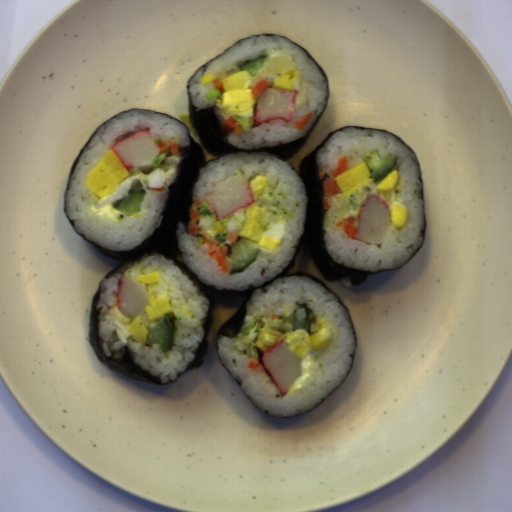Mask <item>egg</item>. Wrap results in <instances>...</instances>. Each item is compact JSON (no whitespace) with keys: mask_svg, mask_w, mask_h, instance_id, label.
<instances>
[{"mask_svg":"<svg viewBox=\"0 0 512 512\" xmlns=\"http://www.w3.org/2000/svg\"><path fill=\"white\" fill-rule=\"evenodd\" d=\"M161 280V273L160 271H153L150 274H138L135 277V281L143 284H156L157 282H160Z\"/></svg>","mask_w":512,"mask_h":512,"instance_id":"obj_14","label":"egg"},{"mask_svg":"<svg viewBox=\"0 0 512 512\" xmlns=\"http://www.w3.org/2000/svg\"><path fill=\"white\" fill-rule=\"evenodd\" d=\"M248 186L250 187L254 201L258 200L261 194H263L264 187L268 186V178L267 176L256 174L249 182Z\"/></svg>","mask_w":512,"mask_h":512,"instance_id":"obj_12","label":"egg"},{"mask_svg":"<svg viewBox=\"0 0 512 512\" xmlns=\"http://www.w3.org/2000/svg\"><path fill=\"white\" fill-rule=\"evenodd\" d=\"M252 76L247 70H240L222 79L224 90L221 99L216 100L217 105H222L224 115L227 113L242 114L254 110L258 97L251 94L250 86L253 85Z\"/></svg>","mask_w":512,"mask_h":512,"instance_id":"obj_2","label":"egg"},{"mask_svg":"<svg viewBox=\"0 0 512 512\" xmlns=\"http://www.w3.org/2000/svg\"><path fill=\"white\" fill-rule=\"evenodd\" d=\"M124 327L130 334L133 335V340H135L137 343L145 344L147 342L148 330L140 313L137 314L136 317L132 319V322L130 324H124Z\"/></svg>","mask_w":512,"mask_h":512,"instance_id":"obj_8","label":"egg"},{"mask_svg":"<svg viewBox=\"0 0 512 512\" xmlns=\"http://www.w3.org/2000/svg\"><path fill=\"white\" fill-rule=\"evenodd\" d=\"M399 181V171L397 166L395 165L394 168H392L391 172H388V174L378 183L376 186L377 191H391L394 189V187L397 185Z\"/></svg>","mask_w":512,"mask_h":512,"instance_id":"obj_11","label":"egg"},{"mask_svg":"<svg viewBox=\"0 0 512 512\" xmlns=\"http://www.w3.org/2000/svg\"><path fill=\"white\" fill-rule=\"evenodd\" d=\"M90 210L92 211L93 214H96L101 217H104L105 215H107L110 219H112L113 221H117V222H118V220H117L115 214H121L118 210L114 209L111 206V204L106 205V206L102 207L101 209H96L95 205L90 206Z\"/></svg>","mask_w":512,"mask_h":512,"instance_id":"obj_13","label":"egg"},{"mask_svg":"<svg viewBox=\"0 0 512 512\" xmlns=\"http://www.w3.org/2000/svg\"><path fill=\"white\" fill-rule=\"evenodd\" d=\"M370 176H372V171L364 161L362 164L339 174L334 178V181L347 200L352 193H355L356 189L374 182Z\"/></svg>","mask_w":512,"mask_h":512,"instance_id":"obj_5","label":"egg"},{"mask_svg":"<svg viewBox=\"0 0 512 512\" xmlns=\"http://www.w3.org/2000/svg\"><path fill=\"white\" fill-rule=\"evenodd\" d=\"M147 294L150 295L149 305H144L143 310L149 321H156L169 312H174V307L170 306L169 303L170 297L166 296L162 299H157V296L152 293V288L147 290Z\"/></svg>","mask_w":512,"mask_h":512,"instance_id":"obj_6","label":"egg"},{"mask_svg":"<svg viewBox=\"0 0 512 512\" xmlns=\"http://www.w3.org/2000/svg\"><path fill=\"white\" fill-rule=\"evenodd\" d=\"M245 209L246 221L241 230L236 233L238 237L254 242L259 247H265L268 250L278 249L284 241L282 239L275 240L272 236L265 235L264 226L261 225L263 220L272 213L255 203L245 206Z\"/></svg>","mask_w":512,"mask_h":512,"instance_id":"obj_3","label":"egg"},{"mask_svg":"<svg viewBox=\"0 0 512 512\" xmlns=\"http://www.w3.org/2000/svg\"><path fill=\"white\" fill-rule=\"evenodd\" d=\"M409 216V209H406L401 204L394 203L390 208V222L396 228L404 227Z\"/></svg>","mask_w":512,"mask_h":512,"instance_id":"obj_10","label":"egg"},{"mask_svg":"<svg viewBox=\"0 0 512 512\" xmlns=\"http://www.w3.org/2000/svg\"><path fill=\"white\" fill-rule=\"evenodd\" d=\"M310 342L309 344L305 340H298L289 344L288 348L290 352L296 354L300 359L308 357L311 351H326L327 346L333 340L332 329L327 328V318H318L315 324H311Z\"/></svg>","mask_w":512,"mask_h":512,"instance_id":"obj_4","label":"egg"},{"mask_svg":"<svg viewBox=\"0 0 512 512\" xmlns=\"http://www.w3.org/2000/svg\"><path fill=\"white\" fill-rule=\"evenodd\" d=\"M300 72L297 70L289 71L288 74L277 73L272 81V88H283L294 90L295 82L298 80Z\"/></svg>","mask_w":512,"mask_h":512,"instance_id":"obj_9","label":"egg"},{"mask_svg":"<svg viewBox=\"0 0 512 512\" xmlns=\"http://www.w3.org/2000/svg\"><path fill=\"white\" fill-rule=\"evenodd\" d=\"M282 335L280 331L273 330L267 323L257 338L256 347L265 354L270 348L279 343L278 339Z\"/></svg>","mask_w":512,"mask_h":512,"instance_id":"obj_7","label":"egg"},{"mask_svg":"<svg viewBox=\"0 0 512 512\" xmlns=\"http://www.w3.org/2000/svg\"><path fill=\"white\" fill-rule=\"evenodd\" d=\"M131 177L117 153L111 148L85 177V184L100 202L113 194L119 185Z\"/></svg>","mask_w":512,"mask_h":512,"instance_id":"obj_1","label":"egg"}]
</instances>
